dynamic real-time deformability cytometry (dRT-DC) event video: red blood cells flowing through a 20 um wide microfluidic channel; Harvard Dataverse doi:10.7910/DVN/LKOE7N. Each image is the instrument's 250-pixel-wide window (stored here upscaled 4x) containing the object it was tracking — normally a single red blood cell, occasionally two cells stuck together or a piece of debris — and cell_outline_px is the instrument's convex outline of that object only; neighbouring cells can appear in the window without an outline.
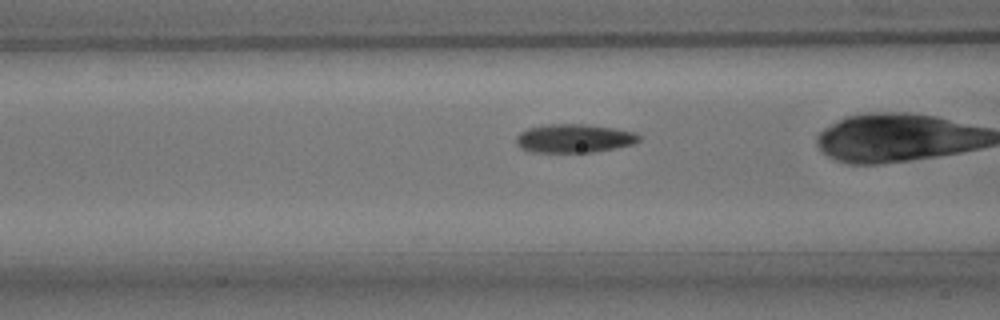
{"species": "common noctule bat (a hibernating species)", "species_latin": "Nyctalus noctula", "temperature_condition": "room temperature", "stored_images_in_passage": 38, "camera_frame_rate_fps": 3000, "um_per_image_px": 0.085, "animal": {"sex": "male", "body_mass_g": 15.6}, "frame": {"image": 1, "passage_image": 17, "time_ms": 5.333, "image_size_px": [1000, 320], "cell_outline_px": [[640, 140], [632, 144], [592, 152], [532, 152], [520, 148], [516, 144], [516, 136], [520, 132], [528, 128], [548, 124], [584, 124], [612, 128], [636, 132], [640, 136]], "centroid_in_image_um": [48.76, 11.76], "position_along_channel_um": 117.8, "area_um2": 20.35}}
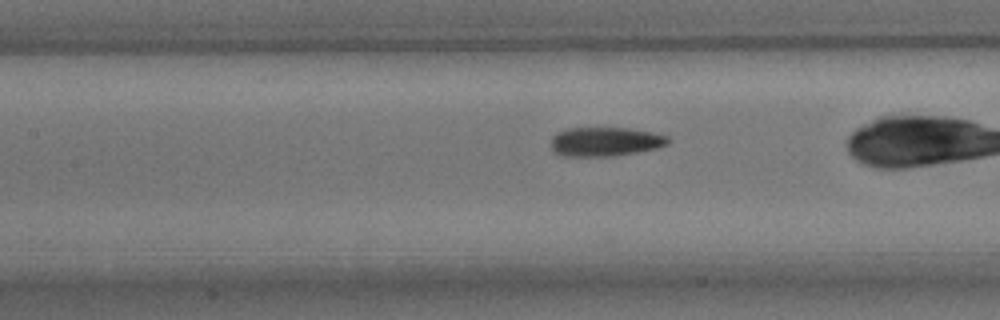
{"frame": {"image": 2, "passage_image": 20, "time_ms": 6.333, "image_size_px": [1000, 320], "cell_outline_px": [[672, 140], [668, 144], [656, 148], [616, 156], [564, 156], [556, 152], [552, 148], [552, 136], [556, 132], [568, 128], [628, 128], [652, 132], [668, 136]], "centroid_in_image_um": [51.47, 12.03], "position_along_channel_um": 155.9, "area_um2": 19.88}}
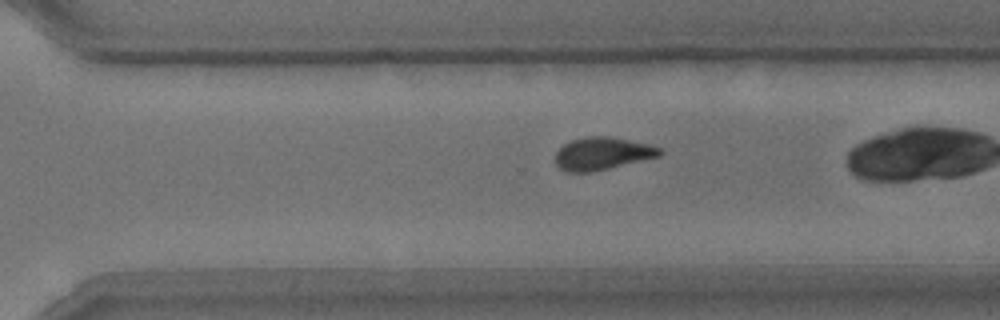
{"frame": {"image": 3, "passage_image": 33, "time_ms": 10.667, "image_size_px": [1000, 320], "cell_outline_px": [[664, 152], [660, 156], [592, 172], [564, 172], [556, 164], [556, 152], [564, 144], [572, 140], [588, 136], [608, 136], [648, 144], [660, 148]], "centroid_in_image_um": [51.19, 13.06], "position_along_channel_um": 319.4, "area_um2": 19.71}}